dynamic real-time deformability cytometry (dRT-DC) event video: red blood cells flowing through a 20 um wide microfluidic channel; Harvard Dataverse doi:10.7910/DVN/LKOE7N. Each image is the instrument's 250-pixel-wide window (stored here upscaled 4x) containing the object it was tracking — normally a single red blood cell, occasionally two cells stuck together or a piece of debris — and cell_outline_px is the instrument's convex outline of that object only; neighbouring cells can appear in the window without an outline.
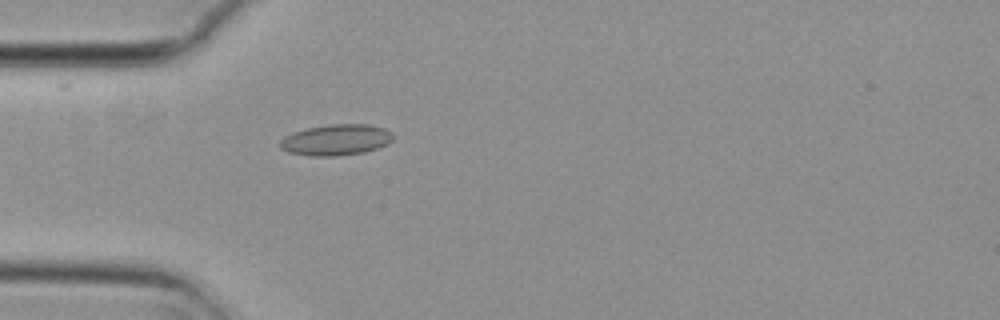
{"species": "common noctule bat (a hibernating species)", "species_latin": "Nyctalus noctula", "temperature_condition": "cold", "stored_images_in_passage": 4, "camera_frame_rate_fps": 3000, "um_per_image_px": 0.085, "animal": {"sex": "female", "body_mass_g": 29.2, "forearm_length_mm": 56.3}, "frame": {"image": 1, "passage_image": 4, "time_ms": 1.0, "image_size_px": [1000, 320], "cell_outline_px": [[392, 140], [388, 144], [364, 152], [336, 156], [312, 156], [288, 152], [280, 148], [280, 140], [284, 136], [292, 132], [308, 128], [328, 124], [368, 124], [384, 128], [392, 132]], "centroid_in_image_um": [28.55, 11.88], "position_along_channel_um": 56.4, "area_um2": 20.46}}